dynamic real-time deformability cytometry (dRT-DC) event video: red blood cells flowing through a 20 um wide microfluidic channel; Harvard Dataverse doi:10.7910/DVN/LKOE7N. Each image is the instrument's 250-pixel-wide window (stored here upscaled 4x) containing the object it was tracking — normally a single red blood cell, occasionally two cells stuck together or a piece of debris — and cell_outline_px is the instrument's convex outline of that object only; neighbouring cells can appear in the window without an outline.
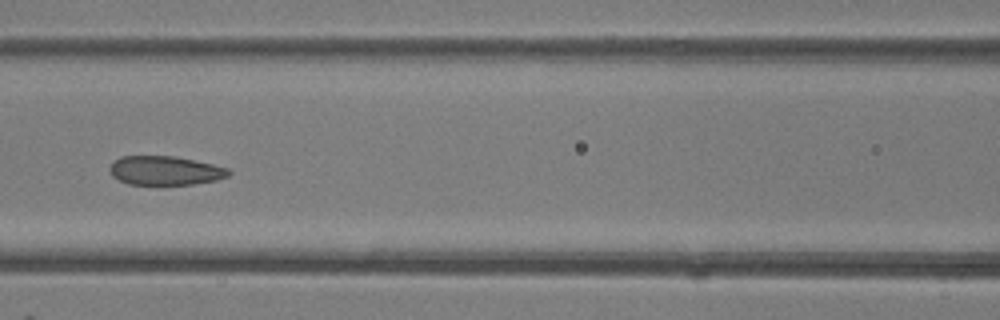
{"species": "common noctule bat (a hibernating species)", "species_latin": "Nyctalus noctula", "temperature_condition": "room temperature", "stored_images_in_passage": 6, "camera_frame_rate_fps": 3000, "um_per_image_px": 0.085, "animal": {"sex": "female"}, "frame": {"image": 1, "passage_image": 6, "time_ms": 6.333, "image_size_px": [1000, 320], "cell_outline_px": [[232, 172], [228, 176], [216, 180], [192, 184], [128, 184], [112, 176], [108, 168], [120, 156], [176, 156], [212, 164], [228, 168]], "centroid_in_image_um": [14.04, 14.49], "position_along_channel_um": 152.6, "area_um2": 20.0}}